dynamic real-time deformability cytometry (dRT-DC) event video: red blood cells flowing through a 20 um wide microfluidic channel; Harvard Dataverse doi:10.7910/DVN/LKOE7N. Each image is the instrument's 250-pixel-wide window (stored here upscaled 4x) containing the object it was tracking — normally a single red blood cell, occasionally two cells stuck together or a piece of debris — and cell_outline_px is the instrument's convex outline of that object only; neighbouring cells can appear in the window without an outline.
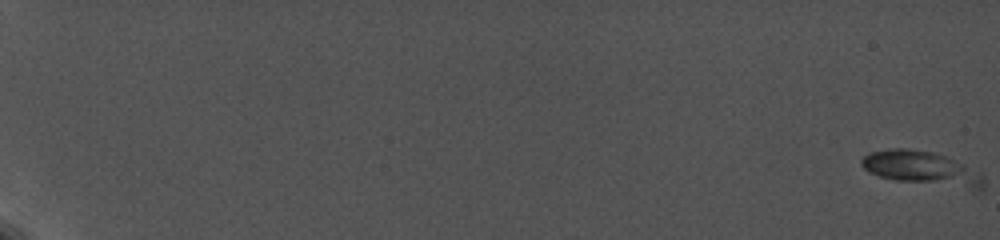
{"species": "common noctule bat (a hibernating species)", "species_latin": "Nyctalus noctula", "temperature_condition": "cold", "stored_images_in_passage": 8, "camera_frame_rate_fps": 5000, "um_per_image_px": 0.085, "animal": {"sex": "female", "body_mass_g": 19.0, "forearm_length_mm": 56.7}, "frame": {"image": 1, "passage_image": 1, "time_ms": 0.0, "image_size_px": [1000, 240], "cell_outline_px": [[984, 188], [980, 192], [896, 180], [880, 176], [868, 172], [860, 164], [860, 160], [868, 152], [892, 148], [904, 148], [932, 152], [944, 156], [984, 172]], "centroid_in_image_um": [78.46, 14.35], "position_along_channel_um": 6.5, "area_um2": 24.8}}